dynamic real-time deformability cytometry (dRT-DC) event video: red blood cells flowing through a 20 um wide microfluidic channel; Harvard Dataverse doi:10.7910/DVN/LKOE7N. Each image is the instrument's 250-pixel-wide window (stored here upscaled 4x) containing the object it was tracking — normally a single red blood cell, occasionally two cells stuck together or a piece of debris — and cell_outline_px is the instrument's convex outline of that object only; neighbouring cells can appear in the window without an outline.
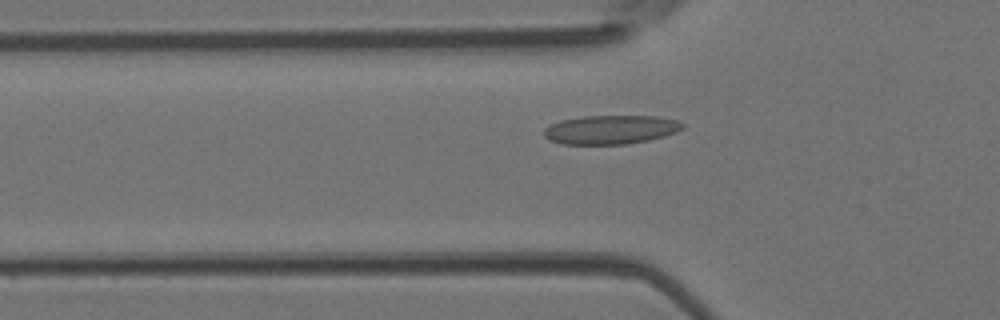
{"species": "Egyptian fruit bat (a non-hibernating species)", "species_latin": "Rousettus aegyptiacus", "temperature_condition": "room temperature", "stored_images_in_passage": 47, "camera_frame_rate_fps": 3000, "um_per_image_px": 0.085, "animal": {"sex": "female"}, "frame": {"image": 1, "passage_image": 14, "time_ms": 4.333, "image_size_px": [1000, 320], "cell_outline_px": [[684, 128], [676, 132], [664, 136], [648, 140], [624, 144], [564, 144], [548, 140], [544, 136], [544, 128], [560, 120], [584, 116], [656, 116], [676, 120], [684, 124]], "centroid_in_image_um": [51.9, 11.02], "position_along_channel_um": 73.9, "area_um2": 23.29}}
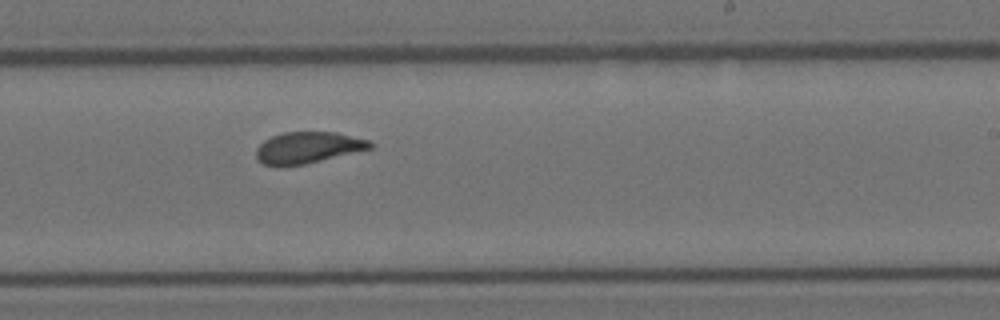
{"frame": {"image": 2, "passage_image": 28, "time_ms": 9.0, "image_size_px": [1000, 320], "cell_outline_px": [[376, 144], [372, 148], [304, 164], [264, 164], [256, 160], [256, 148], [264, 140], [272, 136], [284, 132], [336, 132], [368, 140]], "centroid_in_image_um": [26.19, 12.52], "position_along_channel_um": 262.8, "area_um2": 20.46}}
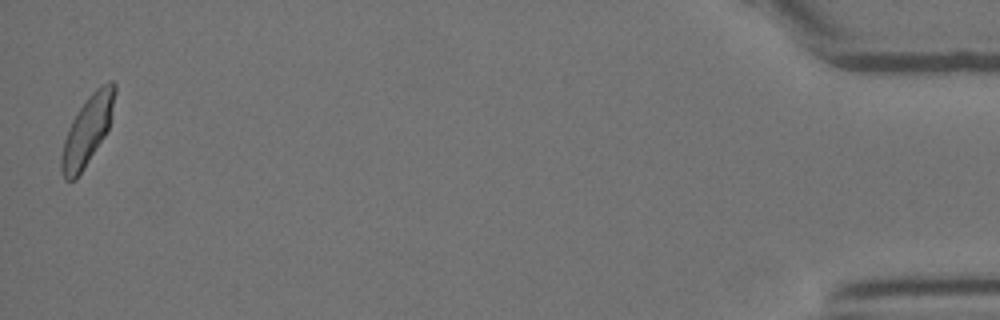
{"frame": {"image": 3, "passage_image": 47, "time_ms": 15.333, "image_size_px": [1000, 320], "cell_outline_px": [[116, 92], [108, 128], [104, 136], [76, 180], [64, 180], [60, 168], [60, 156], [64, 140], [68, 128], [76, 112], [88, 96], [100, 84], [108, 80], [112, 80], [116, 84]], "centroid_in_image_um": [7.41, 11.06], "position_along_channel_um": 427.8, "area_um2": 21.44}, "authors_computed_cell_mechanics": {"area_um2": 21.7328, "velocity_mm_per_s": 4.044, "shape_relaxation_time_tau1_ms": 10.2981, "shape_relaxation_time_tau2_ms": 0.9745, "deformation_change_tau1": 0.2258, "deformation_change_tau2": 0.0753}}